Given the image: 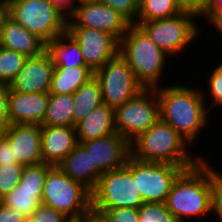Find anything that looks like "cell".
Wrapping results in <instances>:
<instances>
[{"label": "cell", "instance_id": "cell-31", "mask_svg": "<svg viewBox=\"0 0 222 222\" xmlns=\"http://www.w3.org/2000/svg\"><path fill=\"white\" fill-rule=\"evenodd\" d=\"M211 70L212 71L209 72V75L207 76V86L209 87L207 90L210 93L201 89L204 99L208 96L206 95V93H208L213 100V102H210L211 105L207 107L208 111H211L214 106L222 108V72H220L216 67Z\"/></svg>", "mask_w": 222, "mask_h": 222}, {"label": "cell", "instance_id": "cell-28", "mask_svg": "<svg viewBox=\"0 0 222 222\" xmlns=\"http://www.w3.org/2000/svg\"><path fill=\"white\" fill-rule=\"evenodd\" d=\"M27 57L0 46V83L10 84L22 69Z\"/></svg>", "mask_w": 222, "mask_h": 222}, {"label": "cell", "instance_id": "cell-19", "mask_svg": "<svg viewBox=\"0 0 222 222\" xmlns=\"http://www.w3.org/2000/svg\"><path fill=\"white\" fill-rule=\"evenodd\" d=\"M78 144L75 127L41 126L43 163L58 165Z\"/></svg>", "mask_w": 222, "mask_h": 222}, {"label": "cell", "instance_id": "cell-20", "mask_svg": "<svg viewBox=\"0 0 222 222\" xmlns=\"http://www.w3.org/2000/svg\"><path fill=\"white\" fill-rule=\"evenodd\" d=\"M0 46L19 52L27 58L36 57L46 50V44L8 15L0 30Z\"/></svg>", "mask_w": 222, "mask_h": 222}, {"label": "cell", "instance_id": "cell-41", "mask_svg": "<svg viewBox=\"0 0 222 222\" xmlns=\"http://www.w3.org/2000/svg\"><path fill=\"white\" fill-rule=\"evenodd\" d=\"M52 3L59 11H61L67 18H69L76 7V0H48Z\"/></svg>", "mask_w": 222, "mask_h": 222}, {"label": "cell", "instance_id": "cell-17", "mask_svg": "<svg viewBox=\"0 0 222 222\" xmlns=\"http://www.w3.org/2000/svg\"><path fill=\"white\" fill-rule=\"evenodd\" d=\"M9 141L19 164L34 166L43 163L41 156V125L9 124L3 134Z\"/></svg>", "mask_w": 222, "mask_h": 222}, {"label": "cell", "instance_id": "cell-39", "mask_svg": "<svg viewBox=\"0 0 222 222\" xmlns=\"http://www.w3.org/2000/svg\"><path fill=\"white\" fill-rule=\"evenodd\" d=\"M211 213L214 216L219 217V222H222V184L218 182L215 185V188L212 193V206H211Z\"/></svg>", "mask_w": 222, "mask_h": 222}, {"label": "cell", "instance_id": "cell-49", "mask_svg": "<svg viewBox=\"0 0 222 222\" xmlns=\"http://www.w3.org/2000/svg\"><path fill=\"white\" fill-rule=\"evenodd\" d=\"M11 1H13V0H4V3L8 4Z\"/></svg>", "mask_w": 222, "mask_h": 222}, {"label": "cell", "instance_id": "cell-7", "mask_svg": "<svg viewBox=\"0 0 222 222\" xmlns=\"http://www.w3.org/2000/svg\"><path fill=\"white\" fill-rule=\"evenodd\" d=\"M7 15L45 44L66 32L67 17L48 0H13Z\"/></svg>", "mask_w": 222, "mask_h": 222}, {"label": "cell", "instance_id": "cell-32", "mask_svg": "<svg viewBox=\"0 0 222 222\" xmlns=\"http://www.w3.org/2000/svg\"><path fill=\"white\" fill-rule=\"evenodd\" d=\"M103 3L108 7L116 10L122 15L131 25L135 24L138 16V1L137 0H95Z\"/></svg>", "mask_w": 222, "mask_h": 222}, {"label": "cell", "instance_id": "cell-4", "mask_svg": "<svg viewBox=\"0 0 222 222\" xmlns=\"http://www.w3.org/2000/svg\"><path fill=\"white\" fill-rule=\"evenodd\" d=\"M119 55L128 62L135 78L144 88L161 85L169 56L139 26L130 25L119 40Z\"/></svg>", "mask_w": 222, "mask_h": 222}, {"label": "cell", "instance_id": "cell-16", "mask_svg": "<svg viewBox=\"0 0 222 222\" xmlns=\"http://www.w3.org/2000/svg\"><path fill=\"white\" fill-rule=\"evenodd\" d=\"M54 64L45 50L36 57L26 59L9 88L21 93H49Z\"/></svg>", "mask_w": 222, "mask_h": 222}, {"label": "cell", "instance_id": "cell-40", "mask_svg": "<svg viewBox=\"0 0 222 222\" xmlns=\"http://www.w3.org/2000/svg\"><path fill=\"white\" fill-rule=\"evenodd\" d=\"M76 222H110L104 212L96 210L92 206L86 210Z\"/></svg>", "mask_w": 222, "mask_h": 222}, {"label": "cell", "instance_id": "cell-8", "mask_svg": "<svg viewBox=\"0 0 222 222\" xmlns=\"http://www.w3.org/2000/svg\"><path fill=\"white\" fill-rule=\"evenodd\" d=\"M91 193L93 208H139L144 201L131 173V156L124 166L103 173Z\"/></svg>", "mask_w": 222, "mask_h": 222}, {"label": "cell", "instance_id": "cell-10", "mask_svg": "<svg viewBox=\"0 0 222 222\" xmlns=\"http://www.w3.org/2000/svg\"><path fill=\"white\" fill-rule=\"evenodd\" d=\"M94 76L100 82L103 103L114 110L145 89L119 54L96 70Z\"/></svg>", "mask_w": 222, "mask_h": 222}, {"label": "cell", "instance_id": "cell-29", "mask_svg": "<svg viewBox=\"0 0 222 222\" xmlns=\"http://www.w3.org/2000/svg\"><path fill=\"white\" fill-rule=\"evenodd\" d=\"M139 222H177L165 203L144 202L138 208Z\"/></svg>", "mask_w": 222, "mask_h": 222}, {"label": "cell", "instance_id": "cell-21", "mask_svg": "<svg viewBox=\"0 0 222 222\" xmlns=\"http://www.w3.org/2000/svg\"><path fill=\"white\" fill-rule=\"evenodd\" d=\"M57 166L91 192L96 188L103 174L95 164H92L90 153L80 143Z\"/></svg>", "mask_w": 222, "mask_h": 222}, {"label": "cell", "instance_id": "cell-45", "mask_svg": "<svg viewBox=\"0 0 222 222\" xmlns=\"http://www.w3.org/2000/svg\"><path fill=\"white\" fill-rule=\"evenodd\" d=\"M5 126L0 122V137L4 134Z\"/></svg>", "mask_w": 222, "mask_h": 222}, {"label": "cell", "instance_id": "cell-35", "mask_svg": "<svg viewBox=\"0 0 222 222\" xmlns=\"http://www.w3.org/2000/svg\"><path fill=\"white\" fill-rule=\"evenodd\" d=\"M198 18H204L210 23L219 16H222V0H207V2L197 11Z\"/></svg>", "mask_w": 222, "mask_h": 222}, {"label": "cell", "instance_id": "cell-44", "mask_svg": "<svg viewBox=\"0 0 222 222\" xmlns=\"http://www.w3.org/2000/svg\"><path fill=\"white\" fill-rule=\"evenodd\" d=\"M212 24V25H211ZM211 26L215 27L216 31L218 34H222V16L216 17L211 23ZM222 38V36H221Z\"/></svg>", "mask_w": 222, "mask_h": 222}, {"label": "cell", "instance_id": "cell-6", "mask_svg": "<svg viewBox=\"0 0 222 222\" xmlns=\"http://www.w3.org/2000/svg\"><path fill=\"white\" fill-rule=\"evenodd\" d=\"M41 203L76 220L92 206V193L55 165L46 173Z\"/></svg>", "mask_w": 222, "mask_h": 222}, {"label": "cell", "instance_id": "cell-47", "mask_svg": "<svg viewBox=\"0 0 222 222\" xmlns=\"http://www.w3.org/2000/svg\"><path fill=\"white\" fill-rule=\"evenodd\" d=\"M217 174H218V177H219V182L222 184V173L217 172Z\"/></svg>", "mask_w": 222, "mask_h": 222}, {"label": "cell", "instance_id": "cell-15", "mask_svg": "<svg viewBox=\"0 0 222 222\" xmlns=\"http://www.w3.org/2000/svg\"><path fill=\"white\" fill-rule=\"evenodd\" d=\"M80 144L90 153L92 164L102 173L124 166L131 156V143L117 132Z\"/></svg>", "mask_w": 222, "mask_h": 222}, {"label": "cell", "instance_id": "cell-30", "mask_svg": "<svg viewBox=\"0 0 222 222\" xmlns=\"http://www.w3.org/2000/svg\"><path fill=\"white\" fill-rule=\"evenodd\" d=\"M24 167L19 163L0 165V200L18 185Z\"/></svg>", "mask_w": 222, "mask_h": 222}, {"label": "cell", "instance_id": "cell-9", "mask_svg": "<svg viewBox=\"0 0 222 222\" xmlns=\"http://www.w3.org/2000/svg\"><path fill=\"white\" fill-rule=\"evenodd\" d=\"M115 129L130 143L160 119L159 100L154 88H145L136 97L114 110Z\"/></svg>", "mask_w": 222, "mask_h": 222}, {"label": "cell", "instance_id": "cell-2", "mask_svg": "<svg viewBox=\"0 0 222 222\" xmlns=\"http://www.w3.org/2000/svg\"><path fill=\"white\" fill-rule=\"evenodd\" d=\"M162 87L154 88L159 100L160 119L168 123L192 146L199 137V132L209 124V111L201 87L194 89L175 83Z\"/></svg>", "mask_w": 222, "mask_h": 222}, {"label": "cell", "instance_id": "cell-37", "mask_svg": "<svg viewBox=\"0 0 222 222\" xmlns=\"http://www.w3.org/2000/svg\"><path fill=\"white\" fill-rule=\"evenodd\" d=\"M0 222H28V218L0 200Z\"/></svg>", "mask_w": 222, "mask_h": 222}, {"label": "cell", "instance_id": "cell-25", "mask_svg": "<svg viewBox=\"0 0 222 222\" xmlns=\"http://www.w3.org/2000/svg\"><path fill=\"white\" fill-rule=\"evenodd\" d=\"M73 127L82 121L89 112L103 103L101 86L98 79L93 76L81 85L73 94Z\"/></svg>", "mask_w": 222, "mask_h": 222}, {"label": "cell", "instance_id": "cell-24", "mask_svg": "<svg viewBox=\"0 0 222 222\" xmlns=\"http://www.w3.org/2000/svg\"><path fill=\"white\" fill-rule=\"evenodd\" d=\"M94 72L89 67H61L54 65L49 94H74Z\"/></svg>", "mask_w": 222, "mask_h": 222}, {"label": "cell", "instance_id": "cell-26", "mask_svg": "<svg viewBox=\"0 0 222 222\" xmlns=\"http://www.w3.org/2000/svg\"><path fill=\"white\" fill-rule=\"evenodd\" d=\"M73 94H49L48 107L41 126L73 127Z\"/></svg>", "mask_w": 222, "mask_h": 222}, {"label": "cell", "instance_id": "cell-38", "mask_svg": "<svg viewBox=\"0 0 222 222\" xmlns=\"http://www.w3.org/2000/svg\"><path fill=\"white\" fill-rule=\"evenodd\" d=\"M10 141L2 135L0 137V165L17 164Z\"/></svg>", "mask_w": 222, "mask_h": 222}, {"label": "cell", "instance_id": "cell-46", "mask_svg": "<svg viewBox=\"0 0 222 222\" xmlns=\"http://www.w3.org/2000/svg\"><path fill=\"white\" fill-rule=\"evenodd\" d=\"M221 63H219V64H216V68L220 71V72H222V60L220 61Z\"/></svg>", "mask_w": 222, "mask_h": 222}, {"label": "cell", "instance_id": "cell-5", "mask_svg": "<svg viewBox=\"0 0 222 222\" xmlns=\"http://www.w3.org/2000/svg\"><path fill=\"white\" fill-rule=\"evenodd\" d=\"M196 10L186 8L178 15L135 23L168 56L174 57L189 46L201 34ZM197 18V19H196ZM196 20V21H195Z\"/></svg>", "mask_w": 222, "mask_h": 222}, {"label": "cell", "instance_id": "cell-34", "mask_svg": "<svg viewBox=\"0 0 222 222\" xmlns=\"http://www.w3.org/2000/svg\"><path fill=\"white\" fill-rule=\"evenodd\" d=\"M102 211L110 222H139L138 208H95Z\"/></svg>", "mask_w": 222, "mask_h": 222}, {"label": "cell", "instance_id": "cell-13", "mask_svg": "<svg viewBox=\"0 0 222 222\" xmlns=\"http://www.w3.org/2000/svg\"><path fill=\"white\" fill-rule=\"evenodd\" d=\"M79 44L85 65L93 72L119 54V40L110 33L85 27H67Z\"/></svg>", "mask_w": 222, "mask_h": 222}, {"label": "cell", "instance_id": "cell-48", "mask_svg": "<svg viewBox=\"0 0 222 222\" xmlns=\"http://www.w3.org/2000/svg\"><path fill=\"white\" fill-rule=\"evenodd\" d=\"M83 1H91V0H76V2H83Z\"/></svg>", "mask_w": 222, "mask_h": 222}, {"label": "cell", "instance_id": "cell-3", "mask_svg": "<svg viewBox=\"0 0 222 222\" xmlns=\"http://www.w3.org/2000/svg\"><path fill=\"white\" fill-rule=\"evenodd\" d=\"M189 149L190 144L185 138L161 119L131 142V156L137 160L169 163L186 169L204 158L202 155H190Z\"/></svg>", "mask_w": 222, "mask_h": 222}, {"label": "cell", "instance_id": "cell-42", "mask_svg": "<svg viewBox=\"0 0 222 222\" xmlns=\"http://www.w3.org/2000/svg\"><path fill=\"white\" fill-rule=\"evenodd\" d=\"M180 1L186 8H190L196 11H198L207 2V0H180Z\"/></svg>", "mask_w": 222, "mask_h": 222}, {"label": "cell", "instance_id": "cell-1", "mask_svg": "<svg viewBox=\"0 0 222 222\" xmlns=\"http://www.w3.org/2000/svg\"><path fill=\"white\" fill-rule=\"evenodd\" d=\"M218 182L217 168L203 158L198 164L184 169L178 175L165 205L177 222H191L189 220L194 218L208 217V214L212 215V193Z\"/></svg>", "mask_w": 222, "mask_h": 222}, {"label": "cell", "instance_id": "cell-18", "mask_svg": "<svg viewBox=\"0 0 222 222\" xmlns=\"http://www.w3.org/2000/svg\"><path fill=\"white\" fill-rule=\"evenodd\" d=\"M48 101L49 93H21L10 89L9 124L41 125Z\"/></svg>", "mask_w": 222, "mask_h": 222}, {"label": "cell", "instance_id": "cell-33", "mask_svg": "<svg viewBox=\"0 0 222 222\" xmlns=\"http://www.w3.org/2000/svg\"><path fill=\"white\" fill-rule=\"evenodd\" d=\"M71 220L62 212L40 204L38 208L31 214L28 222H70Z\"/></svg>", "mask_w": 222, "mask_h": 222}, {"label": "cell", "instance_id": "cell-27", "mask_svg": "<svg viewBox=\"0 0 222 222\" xmlns=\"http://www.w3.org/2000/svg\"><path fill=\"white\" fill-rule=\"evenodd\" d=\"M185 9L180 0H140L136 23L173 17Z\"/></svg>", "mask_w": 222, "mask_h": 222}, {"label": "cell", "instance_id": "cell-14", "mask_svg": "<svg viewBox=\"0 0 222 222\" xmlns=\"http://www.w3.org/2000/svg\"><path fill=\"white\" fill-rule=\"evenodd\" d=\"M51 166L46 163L25 166L18 185L1 201L29 219L41 204L46 173Z\"/></svg>", "mask_w": 222, "mask_h": 222}, {"label": "cell", "instance_id": "cell-11", "mask_svg": "<svg viewBox=\"0 0 222 222\" xmlns=\"http://www.w3.org/2000/svg\"><path fill=\"white\" fill-rule=\"evenodd\" d=\"M186 169L162 162H143L131 156V173L144 202L165 203L173 182Z\"/></svg>", "mask_w": 222, "mask_h": 222}, {"label": "cell", "instance_id": "cell-12", "mask_svg": "<svg viewBox=\"0 0 222 222\" xmlns=\"http://www.w3.org/2000/svg\"><path fill=\"white\" fill-rule=\"evenodd\" d=\"M131 24L116 10L95 0L79 2L67 18V27H85L102 30L118 40Z\"/></svg>", "mask_w": 222, "mask_h": 222}, {"label": "cell", "instance_id": "cell-43", "mask_svg": "<svg viewBox=\"0 0 222 222\" xmlns=\"http://www.w3.org/2000/svg\"><path fill=\"white\" fill-rule=\"evenodd\" d=\"M6 16H7V4L0 1V30L2 28L3 20Z\"/></svg>", "mask_w": 222, "mask_h": 222}, {"label": "cell", "instance_id": "cell-36", "mask_svg": "<svg viewBox=\"0 0 222 222\" xmlns=\"http://www.w3.org/2000/svg\"><path fill=\"white\" fill-rule=\"evenodd\" d=\"M9 92V85L0 83V122L5 127L9 125Z\"/></svg>", "mask_w": 222, "mask_h": 222}, {"label": "cell", "instance_id": "cell-22", "mask_svg": "<svg viewBox=\"0 0 222 222\" xmlns=\"http://www.w3.org/2000/svg\"><path fill=\"white\" fill-rule=\"evenodd\" d=\"M77 142L102 138L116 132L114 109L100 104L75 125Z\"/></svg>", "mask_w": 222, "mask_h": 222}, {"label": "cell", "instance_id": "cell-23", "mask_svg": "<svg viewBox=\"0 0 222 222\" xmlns=\"http://www.w3.org/2000/svg\"><path fill=\"white\" fill-rule=\"evenodd\" d=\"M46 51L49 53L54 65H60L65 68L88 67L85 65L79 44L67 31L48 42Z\"/></svg>", "mask_w": 222, "mask_h": 222}]
</instances>
